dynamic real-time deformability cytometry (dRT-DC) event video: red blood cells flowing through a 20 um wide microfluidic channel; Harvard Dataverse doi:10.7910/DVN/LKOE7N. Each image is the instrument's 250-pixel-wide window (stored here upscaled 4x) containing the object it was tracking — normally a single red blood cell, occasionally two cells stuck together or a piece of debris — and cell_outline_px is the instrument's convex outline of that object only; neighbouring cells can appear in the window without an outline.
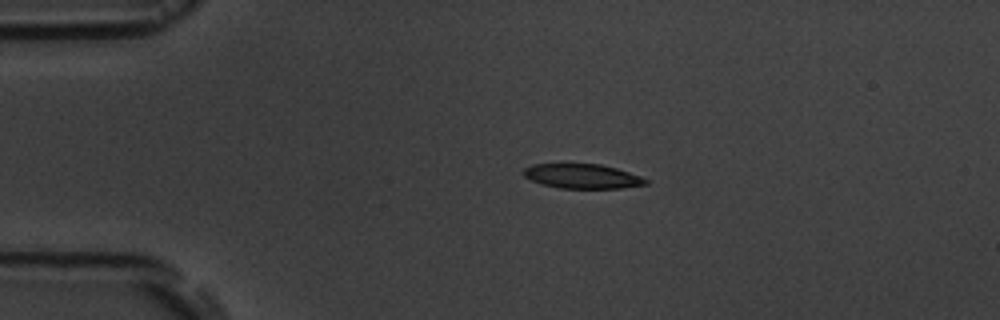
{"species": "common noctule bat (a hibernating species)", "species_latin": "Nyctalus noctula", "temperature_condition": "room temperature", "stored_images_in_passage": 4, "camera_frame_rate_fps": 3000, "um_per_image_px": 0.085, "animal": {"sex": "male", "body_mass_g": 19.5, "forearm_length_mm": 54.6}, "frame": {"image": 1, "passage_image": 3, "time_ms": 2.333, "image_size_px": [1000, 320], "cell_outline_px": [[648, 184], [620, 188], [560, 188], [544, 184], [532, 180], [524, 176], [524, 168], [532, 164], [600, 164], [616, 168], [640, 176], [648, 180]], "centroid_in_image_um": [49.51, 14.97], "position_along_channel_um": 35.5, "area_um2": 17.22}}